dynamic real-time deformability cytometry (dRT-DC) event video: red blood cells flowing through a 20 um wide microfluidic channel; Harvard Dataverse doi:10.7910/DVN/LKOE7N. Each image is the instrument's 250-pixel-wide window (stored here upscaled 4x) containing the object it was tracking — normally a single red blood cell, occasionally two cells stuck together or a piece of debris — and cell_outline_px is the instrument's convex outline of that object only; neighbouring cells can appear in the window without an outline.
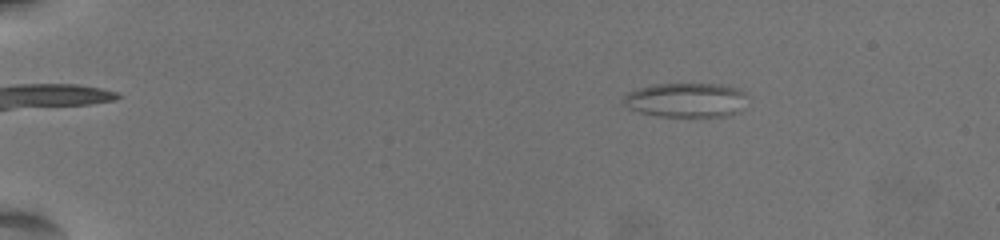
{"species": "common noctule bat (a hibernating species)", "species_latin": "Nyctalus noctula", "temperature_condition": "warm", "stored_images_in_passage": 62, "segment_of_instrument_passage": [1, 2], "camera_frame_rate_fps": 3000, "um_per_image_px": 0.085, "animal": {"sex": "female", "body_mass_g": 19.5, "forearm_length_mm": 54.1}, "frame": {"image": 1, "passage_image": 11, "time_ms": 3.333, "image_size_px": [1000, 240], "cell_outline_px": [[744, 96], [740, 112], [728, 116], [656, 116], [640, 112], [628, 108], [624, 104], [624, 96], [628, 92], [652, 84], [720, 84], [736, 88], [744, 92]], "centroid_in_image_um": [58.29, 8.5], "position_along_channel_um": 26.7, "area_um2": 24.62}}
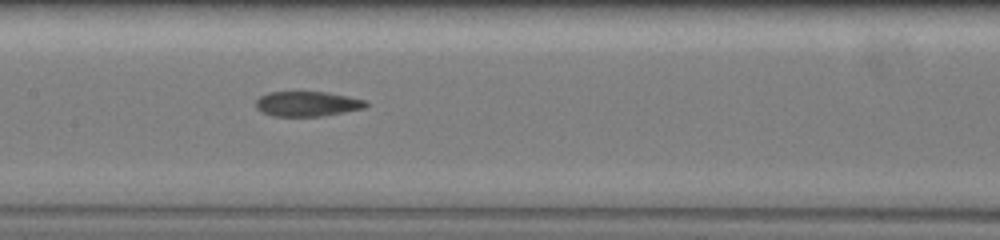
{"frame": {"image": 2, "passage_image": 34, "time_ms": 11.0, "image_size_px": [1000, 240], "cell_outline_px": [[368, 104], [364, 108], [344, 112], [320, 116], [272, 116], [256, 108], [256, 100], [260, 96], [268, 92], [328, 92], [368, 100]], "centroid_in_image_um": [26.14, 8.82], "position_along_channel_um": 181.3, "area_um2": 16.01}}
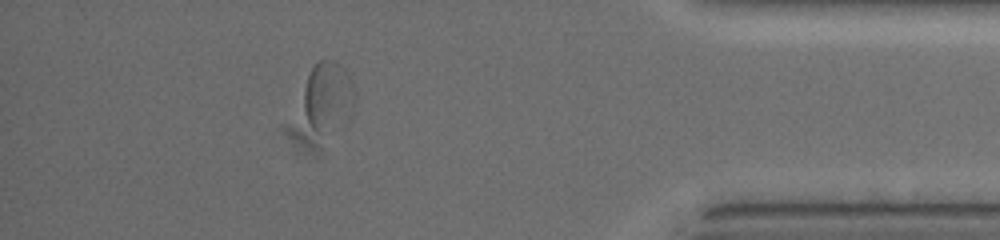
{"frame": {"image": 3, "passage_image": 56, "time_ms": 18.333, "image_size_px": [1000, 240], "cell_outline_px": [[356, 100], [352, 112], [348, 116], [328, 132], [316, 132], [312, 128], [304, 112], [304, 88], [308, 76], [312, 68], [320, 60], [332, 60], [344, 68], [356, 92]], "centroid_in_image_um": [27.89, 8.16], "position_along_channel_um": 407.3, "area_um2": 20.58}}